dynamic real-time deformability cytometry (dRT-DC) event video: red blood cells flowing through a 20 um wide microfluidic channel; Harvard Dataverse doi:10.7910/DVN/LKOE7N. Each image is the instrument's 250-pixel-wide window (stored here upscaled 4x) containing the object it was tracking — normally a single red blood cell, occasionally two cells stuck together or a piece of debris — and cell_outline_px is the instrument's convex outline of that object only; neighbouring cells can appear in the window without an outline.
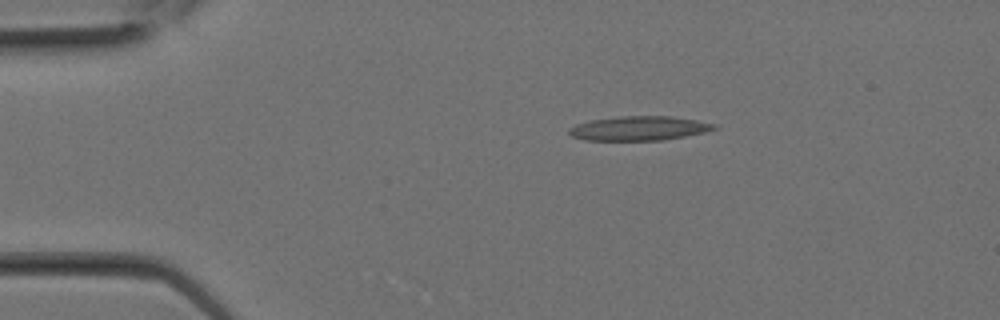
{"species": "Egyptian fruit bat (a non-hibernating species)", "species_latin": "Rousettus aegyptiacus", "temperature_condition": "room temperature", "stored_images_in_passage": 7, "camera_frame_rate_fps": 3000, "um_per_image_px": 0.085, "animal": {"sex": "female"}, "frame": {"image": 1, "passage_image": 1, "time_ms": 0.0, "image_size_px": [1000, 320], "cell_outline_px": [[720, 128], [704, 132], [664, 140], [584, 140], [572, 136], [568, 132], [568, 128], [576, 124], [588, 120], [620, 116], [672, 116], [696, 120], [716, 124]], "centroid_in_image_um": [54.31, 10.9], "position_along_channel_um": 30.7, "area_um2": 20.63}}
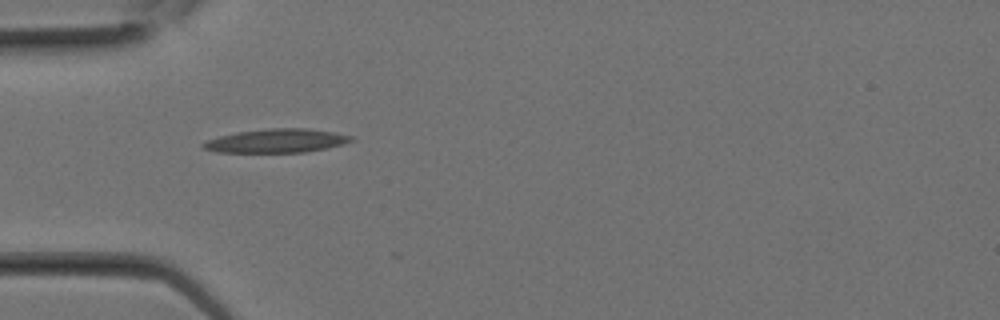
{"frame": {"image": 2, "passage_image": 4, "time_ms": 1.0, "image_size_px": [1000, 320], "cell_outline_px": [[356, 140], [344, 144], [304, 152], [216, 152], [204, 148], [200, 144], [208, 140], [220, 136], [236, 132], [268, 128], [308, 128], [332, 132], [352, 136]], "centroid_in_image_um": [23.52, 11.96], "position_along_channel_um": 61.5, "area_um2": 20.35}}
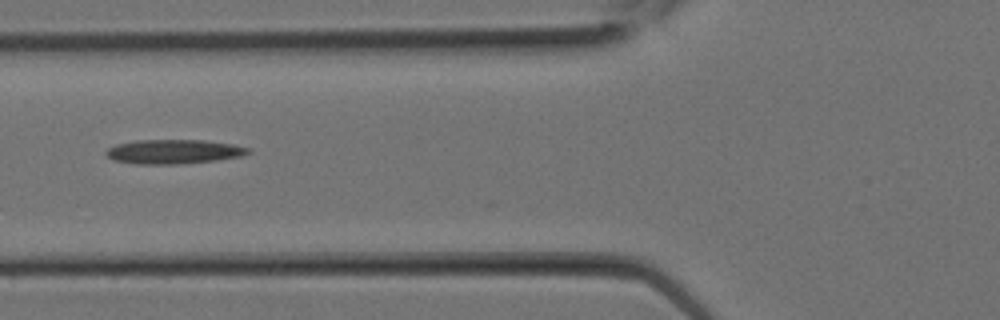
{"frame": {"image": 3, "passage_image": 6, "time_ms": 1.667, "image_size_px": [1000, 320], "cell_outline_px": [[252, 152], [240, 156], [216, 160], [180, 164], [136, 164], [116, 160], [108, 156], [104, 152], [108, 148], [116, 144], [136, 140], [204, 140], [232, 144], [252, 148]], "centroid_in_image_um": [14.79, 12.88], "position_along_channel_um": 111.0, "area_um2": 20.11}}